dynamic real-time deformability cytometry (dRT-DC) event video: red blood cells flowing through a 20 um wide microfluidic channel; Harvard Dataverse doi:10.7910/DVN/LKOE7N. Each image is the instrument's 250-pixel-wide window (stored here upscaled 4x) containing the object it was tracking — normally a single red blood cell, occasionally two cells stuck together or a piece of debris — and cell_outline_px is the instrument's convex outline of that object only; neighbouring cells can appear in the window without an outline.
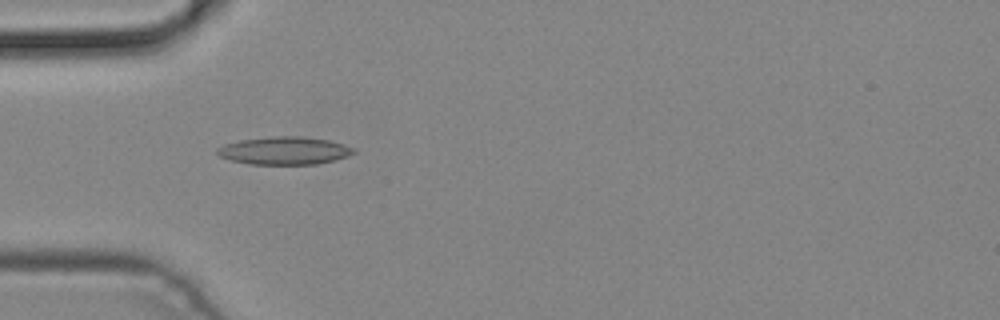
{"species": "common noctule bat (a hibernating species)", "species_latin": "Nyctalus noctula", "temperature_condition": "cold", "stored_images_in_passage": 3, "camera_frame_rate_fps": 3000, "um_per_image_px": 0.085, "animal": {"sex": "male", "body_mass_g": 19.2, "forearm_length_mm": 51.8}, "frame": {"image": 1, "passage_image": 1, "time_ms": 0.0, "image_size_px": [1000, 320], "cell_outline_px": [[356, 152], [348, 156], [336, 160], [316, 164], [248, 164], [232, 160], [220, 156], [216, 152], [216, 148], [224, 144], [240, 140], [272, 136], [300, 136], [328, 140], [352, 148]], "centroid_in_image_um": [24.14, 12.81], "position_along_channel_um": 60.9, "area_um2": 21.96}}
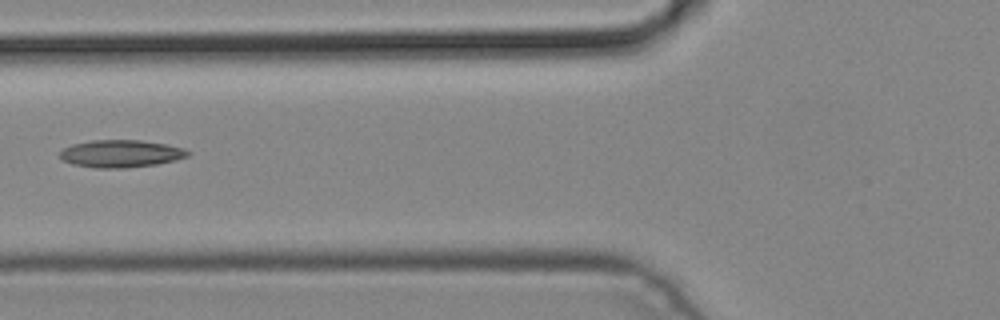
{"frame": {"image": 2, "passage_image": 2, "time_ms": 0.333, "image_size_px": [1000, 320], "cell_outline_px": [[192, 152], [188, 156], [176, 160], [156, 164], [128, 168], [96, 168], [72, 164], [64, 160], [60, 156], [60, 152], [64, 148], [72, 144], [92, 140], [140, 140], [164, 144], [184, 148]], "centroid_in_image_um": [10.29, 13.06], "position_along_channel_um": 115.5, "area_um2": 20.46}}
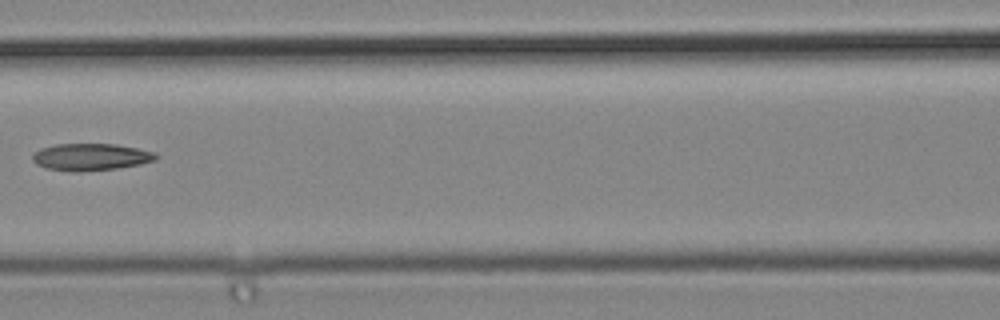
{"frame": {"image": 3, "passage_image": 3, "time_ms": 0.667, "image_size_px": [1000, 320], "cell_outline_px": [[160, 156], [156, 160], [140, 164], [116, 168], [76, 172], [68, 172], [44, 168], [36, 164], [32, 160], [32, 156], [40, 148], [56, 144], [116, 144], [156, 152]], "centroid_in_image_um": [7.71, 13.35], "position_along_channel_um": 158.9, "area_um2": 19.59}}